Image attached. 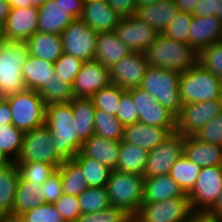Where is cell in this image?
I'll list each match as a JSON object with an SVG mask.
<instances>
[{
    "label": "cell",
    "instance_id": "obj_69",
    "mask_svg": "<svg viewBox=\"0 0 222 222\" xmlns=\"http://www.w3.org/2000/svg\"><path fill=\"white\" fill-rule=\"evenodd\" d=\"M84 1H107V0H84Z\"/></svg>",
    "mask_w": 222,
    "mask_h": 222
},
{
    "label": "cell",
    "instance_id": "obj_58",
    "mask_svg": "<svg viewBox=\"0 0 222 222\" xmlns=\"http://www.w3.org/2000/svg\"><path fill=\"white\" fill-rule=\"evenodd\" d=\"M208 212L211 213L215 217H221L222 216V191L219 194V196L217 198V201L208 210Z\"/></svg>",
    "mask_w": 222,
    "mask_h": 222
},
{
    "label": "cell",
    "instance_id": "obj_67",
    "mask_svg": "<svg viewBox=\"0 0 222 222\" xmlns=\"http://www.w3.org/2000/svg\"><path fill=\"white\" fill-rule=\"evenodd\" d=\"M216 222H222V216L221 217H216Z\"/></svg>",
    "mask_w": 222,
    "mask_h": 222
},
{
    "label": "cell",
    "instance_id": "obj_43",
    "mask_svg": "<svg viewBox=\"0 0 222 222\" xmlns=\"http://www.w3.org/2000/svg\"><path fill=\"white\" fill-rule=\"evenodd\" d=\"M197 63L222 81V42L201 49L198 52Z\"/></svg>",
    "mask_w": 222,
    "mask_h": 222
},
{
    "label": "cell",
    "instance_id": "obj_1",
    "mask_svg": "<svg viewBox=\"0 0 222 222\" xmlns=\"http://www.w3.org/2000/svg\"><path fill=\"white\" fill-rule=\"evenodd\" d=\"M45 126L64 160L73 159L79 153L84 141L77 132L71 102L46 105Z\"/></svg>",
    "mask_w": 222,
    "mask_h": 222
},
{
    "label": "cell",
    "instance_id": "obj_26",
    "mask_svg": "<svg viewBox=\"0 0 222 222\" xmlns=\"http://www.w3.org/2000/svg\"><path fill=\"white\" fill-rule=\"evenodd\" d=\"M131 53L132 50L117 37L114 30L98 32L94 60L111 68Z\"/></svg>",
    "mask_w": 222,
    "mask_h": 222
},
{
    "label": "cell",
    "instance_id": "obj_38",
    "mask_svg": "<svg viewBox=\"0 0 222 222\" xmlns=\"http://www.w3.org/2000/svg\"><path fill=\"white\" fill-rule=\"evenodd\" d=\"M78 201L82 214L96 213L111 207L106 186L88 187L78 195Z\"/></svg>",
    "mask_w": 222,
    "mask_h": 222
},
{
    "label": "cell",
    "instance_id": "obj_45",
    "mask_svg": "<svg viewBox=\"0 0 222 222\" xmlns=\"http://www.w3.org/2000/svg\"><path fill=\"white\" fill-rule=\"evenodd\" d=\"M192 16V14L179 11L161 34L173 40L188 43Z\"/></svg>",
    "mask_w": 222,
    "mask_h": 222
},
{
    "label": "cell",
    "instance_id": "obj_17",
    "mask_svg": "<svg viewBox=\"0 0 222 222\" xmlns=\"http://www.w3.org/2000/svg\"><path fill=\"white\" fill-rule=\"evenodd\" d=\"M148 67L144 53L132 52L109 68L110 81L124 90L140 87Z\"/></svg>",
    "mask_w": 222,
    "mask_h": 222
},
{
    "label": "cell",
    "instance_id": "obj_23",
    "mask_svg": "<svg viewBox=\"0 0 222 222\" xmlns=\"http://www.w3.org/2000/svg\"><path fill=\"white\" fill-rule=\"evenodd\" d=\"M22 77L26 89L39 91L45 84L60 81L55 73L54 63L28 56L23 67Z\"/></svg>",
    "mask_w": 222,
    "mask_h": 222
},
{
    "label": "cell",
    "instance_id": "obj_57",
    "mask_svg": "<svg viewBox=\"0 0 222 222\" xmlns=\"http://www.w3.org/2000/svg\"><path fill=\"white\" fill-rule=\"evenodd\" d=\"M179 11L192 14L199 0H174Z\"/></svg>",
    "mask_w": 222,
    "mask_h": 222
},
{
    "label": "cell",
    "instance_id": "obj_66",
    "mask_svg": "<svg viewBox=\"0 0 222 222\" xmlns=\"http://www.w3.org/2000/svg\"><path fill=\"white\" fill-rule=\"evenodd\" d=\"M123 222H139L138 219L134 215H130L127 219Z\"/></svg>",
    "mask_w": 222,
    "mask_h": 222
},
{
    "label": "cell",
    "instance_id": "obj_7",
    "mask_svg": "<svg viewBox=\"0 0 222 222\" xmlns=\"http://www.w3.org/2000/svg\"><path fill=\"white\" fill-rule=\"evenodd\" d=\"M5 99L16 128L26 132L45 125L46 104L38 91L25 89Z\"/></svg>",
    "mask_w": 222,
    "mask_h": 222
},
{
    "label": "cell",
    "instance_id": "obj_5",
    "mask_svg": "<svg viewBox=\"0 0 222 222\" xmlns=\"http://www.w3.org/2000/svg\"><path fill=\"white\" fill-rule=\"evenodd\" d=\"M222 81L198 63L181 73L179 93L182 105L219 100Z\"/></svg>",
    "mask_w": 222,
    "mask_h": 222
},
{
    "label": "cell",
    "instance_id": "obj_49",
    "mask_svg": "<svg viewBox=\"0 0 222 222\" xmlns=\"http://www.w3.org/2000/svg\"><path fill=\"white\" fill-rule=\"evenodd\" d=\"M129 216L123 209L111 206L100 212L81 214L74 222H123Z\"/></svg>",
    "mask_w": 222,
    "mask_h": 222
},
{
    "label": "cell",
    "instance_id": "obj_46",
    "mask_svg": "<svg viewBox=\"0 0 222 222\" xmlns=\"http://www.w3.org/2000/svg\"><path fill=\"white\" fill-rule=\"evenodd\" d=\"M24 222H66L53 203H44L21 214Z\"/></svg>",
    "mask_w": 222,
    "mask_h": 222
},
{
    "label": "cell",
    "instance_id": "obj_41",
    "mask_svg": "<svg viewBox=\"0 0 222 222\" xmlns=\"http://www.w3.org/2000/svg\"><path fill=\"white\" fill-rule=\"evenodd\" d=\"M20 177L25 181L43 184L49 177L55 174L60 165H52L45 162L16 163Z\"/></svg>",
    "mask_w": 222,
    "mask_h": 222
},
{
    "label": "cell",
    "instance_id": "obj_3",
    "mask_svg": "<svg viewBox=\"0 0 222 222\" xmlns=\"http://www.w3.org/2000/svg\"><path fill=\"white\" fill-rule=\"evenodd\" d=\"M29 56L24 42L0 40V98L26 89L22 67Z\"/></svg>",
    "mask_w": 222,
    "mask_h": 222
},
{
    "label": "cell",
    "instance_id": "obj_20",
    "mask_svg": "<svg viewBox=\"0 0 222 222\" xmlns=\"http://www.w3.org/2000/svg\"><path fill=\"white\" fill-rule=\"evenodd\" d=\"M80 19L98 33L113 31L119 25L122 16L106 1H84Z\"/></svg>",
    "mask_w": 222,
    "mask_h": 222
},
{
    "label": "cell",
    "instance_id": "obj_24",
    "mask_svg": "<svg viewBox=\"0 0 222 222\" xmlns=\"http://www.w3.org/2000/svg\"><path fill=\"white\" fill-rule=\"evenodd\" d=\"M184 155L200 167L222 166V146L184 136Z\"/></svg>",
    "mask_w": 222,
    "mask_h": 222
},
{
    "label": "cell",
    "instance_id": "obj_63",
    "mask_svg": "<svg viewBox=\"0 0 222 222\" xmlns=\"http://www.w3.org/2000/svg\"><path fill=\"white\" fill-rule=\"evenodd\" d=\"M161 1H165V0H136V3H137V7H140V6H149L152 4H157Z\"/></svg>",
    "mask_w": 222,
    "mask_h": 222
},
{
    "label": "cell",
    "instance_id": "obj_14",
    "mask_svg": "<svg viewBox=\"0 0 222 222\" xmlns=\"http://www.w3.org/2000/svg\"><path fill=\"white\" fill-rule=\"evenodd\" d=\"M38 7L9 9L4 25L0 29V40L6 42H25L38 31Z\"/></svg>",
    "mask_w": 222,
    "mask_h": 222
},
{
    "label": "cell",
    "instance_id": "obj_29",
    "mask_svg": "<svg viewBox=\"0 0 222 222\" xmlns=\"http://www.w3.org/2000/svg\"><path fill=\"white\" fill-rule=\"evenodd\" d=\"M178 12L174 0H165L157 4L137 7L134 15L152 26L158 33H162Z\"/></svg>",
    "mask_w": 222,
    "mask_h": 222
},
{
    "label": "cell",
    "instance_id": "obj_30",
    "mask_svg": "<svg viewBox=\"0 0 222 222\" xmlns=\"http://www.w3.org/2000/svg\"><path fill=\"white\" fill-rule=\"evenodd\" d=\"M148 154V150L121 140L116 170L144 176Z\"/></svg>",
    "mask_w": 222,
    "mask_h": 222
},
{
    "label": "cell",
    "instance_id": "obj_50",
    "mask_svg": "<svg viewBox=\"0 0 222 222\" xmlns=\"http://www.w3.org/2000/svg\"><path fill=\"white\" fill-rule=\"evenodd\" d=\"M195 136L201 141L222 146V112L209 121Z\"/></svg>",
    "mask_w": 222,
    "mask_h": 222
},
{
    "label": "cell",
    "instance_id": "obj_62",
    "mask_svg": "<svg viewBox=\"0 0 222 222\" xmlns=\"http://www.w3.org/2000/svg\"><path fill=\"white\" fill-rule=\"evenodd\" d=\"M214 16L222 20V0H213Z\"/></svg>",
    "mask_w": 222,
    "mask_h": 222
},
{
    "label": "cell",
    "instance_id": "obj_9",
    "mask_svg": "<svg viewBox=\"0 0 222 222\" xmlns=\"http://www.w3.org/2000/svg\"><path fill=\"white\" fill-rule=\"evenodd\" d=\"M97 36L98 33L80 18L74 19L61 33L63 50L84 62L92 61L96 53Z\"/></svg>",
    "mask_w": 222,
    "mask_h": 222
},
{
    "label": "cell",
    "instance_id": "obj_68",
    "mask_svg": "<svg viewBox=\"0 0 222 222\" xmlns=\"http://www.w3.org/2000/svg\"><path fill=\"white\" fill-rule=\"evenodd\" d=\"M219 100H220V103H221V110H222V91H221V95H220Z\"/></svg>",
    "mask_w": 222,
    "mask_h": 222
},
{
    "label": "cell",
    "instance_id": "obj_16",
    "mask_svg": "<svg viewBox=\"0 0 222 222\" xmlns=\"http://www.w3.org/2000/svg\"><path fill=\"white\" fill-rule=\"evenodd\" d=\"M114 32L132 52L140 53H144L159 35L152 26L135 15L122 17Z\"/></svg>",
    "mask_w": 222,
    "mask_h": 222
},
{
    "label": "cell",
    "instance_id": "obj_19",
    "mask_svg": "<svg viewBox=\"0 0 222 222\" xmlns=\"http://www.w3.org/2000/svg\"><path fill=\"white\" fill-rule=\"evenodd\" d=\"M222 35V20L216 16H192L188 44L198 53L201 49L219 42Z\"/></svg>",
    "mask_w": 222,
    "mask_h": 222
},
{
    "label": "cell",
    "instance_id": "obj_61",
    "mask_svg": "<svg viewBox=\"0 0 222 222\" xmlns=\"http://www.w3.org/2000/svg\"><path fill=\"white\" fill-rule=\"evenodd\" d=\"M9 8L14 9V8H25L29 7V0H7Z\"/></svg>",
    "mask_w": 222,
    "mask_h": 222
},
{
    "label": "cell",
    "instance_id": "obj_12",
    "mask_svg": "<svg viewBox=\"0 0 222 222\" xmlns=\"http://www.w3.org/2000/svg\"><path fill=\"white\" fill-rule=\"evenodd\" d=\"M222 191V166L202 167L187 194L193 211H208Z\"/></svg>",
    "mask_w": 222,
    "mask_h": 222
},
{
    "label": "cell",
    "instance_id": "obj_32",
    "mask_svg": "<svg viewBox=\"0 0 222 222\" xmlns=\"http://www.w3.org/2000/svg\"><path fill=\"white\" fill-rule=\"evenodd\" d=\"M57 171L60 173L64 194L78 196L88 188L84 172L74 159L65 160Z\"/></svg>",
    "mask_w": 222,
    "mask_h": 222
},
{
    "label": "cell",
    "instance_id": "obj_35",
    "mask_svg": "<svg viewBox=\"0 0 222 222\" xmlns=\"http://www.w3.org/2000/svg\"><path fill=\"white\" fill-rule=\"evenodd\" d=\"M73 159L81 166L88 187H105L107 185L111 169L85 155H76Z\"/></svg>",
    "mask_w": 222,
    "mask_h": 222
},
{
    "label": "cell",
    "instance_id": "obj_34",
    "mask_svg": "<svg viewBox=\"0 0 222 222\" xmlns=\"http://www.w3.org/2000/svg\"><path fill=\"white\" fill-rule=\"evenodd\" d=\"M77 132L85 141L95 134L94 114L95 106L91 98H74L71 101Z\"/></svg>",
    "mask_w": 222,
    "mask_h": 222
},
{
    "label": "cell",
    "instance_id": "obj_44",
    "mask_svg": "<svg viewBox=\"0 0 222 222\" xmlns=\"http://www.w3.org/2000/svg\"><path fill=\"white\" fill-rule=\"evenodd\" d=\"M83 62L80 58L64 52L54 62L55 73L60 78V81L74 84Z\"/></svg>",
    "mask_w": 222,
    "mask_h": 222
},
{
    "label": "cell",
    "instance_id": "obj_10",
    "mask_svg": "<svg viewBox=\"0 0 222 222\" xmlns=\"http://www.w3.org/2000/svg\"><path fill=\"white\" fill-rule=\"evenodd\" d=\"M193 212L189 197L142 203L134 215L139 222H185Z\"/></svg>",
    "mask_w": 222,
    "mask_h": 222
},
{
    "label": "cell",
    "instance_id": "obj_64",
    "mask_svg": "<svg viewBox=\"0 0 222 222\" xmlns=\"http://www.w3.org/2000/svg\"><path fill=\"white\" fill-rule=\"evenodd\" d=\"M47 0H29L30 6L40 7L42 6Z\"/></svg>",
    "mask_w": 222,
    "mask_h": 222
},
{
    "label": "cell",
    "instance_id": "obj_39",
    "mask_svg": "<svg viewBox=\"0 0 222 222\" xmlns=\"http://www.w3.org/2000/svg\"><path fill=\"white\" fill-rule=\"evenodd\" d=\"M25 132L13 124L0 126V151L10 161L15 162L22 146Z\"/></svg>",
    "mask_w": 222,
    "mask_h": 222
},
{
    "label": "cell",
    "instance_id": "obj_36",
    "mask_svg": "<svg viewBox=\"0 0 222 222\" xmlns=\"http://www.w3.org/2000/svg\"><path fill=\"white\" fill-rule=\"evenodd\" d=\"M201 168L191 162L185 155H182L170 169L169 175L188 194L197 181Z\"/></svg>",
    "mask_w": 222,
    "mask_h": 222
},
{
    "label": "cell",
    "instance_id": "obj_40",
    "mask_svg": "<svg viewBox=\"0 0 222 222\" xmlns=\"http://www.w3.org/2000/svg\"><path fill=\"white\" fill-rule=\"evenodd\" d=\"M123 91L124 89L121 87L110 83L108 86L94 93L90 98L95 108L116 116L120 108V99Z\"/></svg>",
    "mask_w": 222,
    "mask_h": 222
},
{
    "label": "cell",
    "instance_id": "obj_42",
    "mask_svg": "<svg viewBox=\"0 0 222 222\" xmlns=\"http://www.w3.org/2000/svg\"><path fill=\"white\" fill-rule=\"evenodd\" d=\"M38 93L46 105L69 103L75 98L73 84L62 81L45 84Z\"/></svg>",
    "mask_w": 222,
    "mask_h": 222
},
{
    "label": "cell",
    "instance_id": "obj_33",
    "mask_svg": "<svg viewBox=\"0 0 222 222\" xmlns=\"http://www.w3.org/2000/svg\"><path fill=\"white\" fill-rule=\"evenodd\" d=\"M41 185L42 184L25 181L20 177L16 188L12 213L21 215L26 211L44 204L45 201L40 192Z\"/></svg>",
    "mask_w": 222,
    "mask_h": 222
},
{
    "label": "cell",
    "instance_id": "obj_60",
    "mask_svg": "<svg viewBox=\"0 0 222 222\" xmlns=\"http://www.w3.org/2000/svg\"><path fill=\"white\" fill-rule=\"evenodd\" d=\"M0 222H24V219L20 214L3 213L0 214Z\"/></svg>",
    "mask_w": 222,
    "mask_h": 222
},
{
    "label": "cell",
    "instance_id": "obj_31",
    "mask_svg": "<svg viewBox=\"0 0 222 222\" xmlns=\"http://www.w3.org/2000/svg\"><path fill=\"white\" fill-rule=\"evenodd\" d=\"M19 179L20 173L15 162L0 167V214L12 213Z\"/></svg>",
    "mask_w": 222,
    "mask_h": 222
},
{
    "label": "cell",
    "instance_id": "obj_47",
    "mask_svg": "<svg viewBox=\"0 0 222 222\" xmlns=\"http://www.w3.org/2000/svg\"><path fill=\"white\" fill-rule=\"evenodd\" d=\"M53 204L66 222H74L82 214L78 196L63 193Z\"/></svg>",
    "mask_w": 222,
    "mask_h": 222
},
{
    "label": "cell",
    "instance_id": "obj_25",
    "mask_svg": "<svg viewBox=\"0 0 222 222\" xmlns=\"http://www.w3.org/2000/svg\"><path fill=\"white\" fill-rule=\"evenodd\" d=\"M38 13V31L49 34H61L76 19L67 8L57 4L55 0H47L38 7Z\"/></svg>",
    "mask_w": 222,
    "mask_h": 222
},
{
    "label": "cell",
    "instance_id": "obj_4",
    "mask_svg": "<svg viewBox=\"0 0 222 222\" xmlns=\"http://www.w3.org/2000/svg\"><path fill=\"white\" fill-rule=\"evenodd\" d=\"M144 176L112 170L106 188L112 207L135 215L143 200Z\"/></svg>",
    "mask_w": 222,
    "mask_h": 222
},
{
    "label": "cell",
    "instance_id": "obj_59",
    "mask_svg": "<svg viewBox=\"0 0 222 222\" xmlns=\"http://www.w3.org/2000/svg\"><path fill=\"white\" fill-rule=\"evenodd\" d=\"M9 5L7 0H0V29L4 25L9 13Z\"/></svg>",
    "mask_w": 222,
    "mask_h": 222
},
{
    "label": "cell",
    "instance_id": "obj_2",
    "mask_svg": "<svg viewBox=\"0 0 222 222\" xmlns=\"http://www.w3.org/2000/svg\"><path fill=\"white\" fill-rule=\"evenodd\" d=\"M149 66L179 73L197 63L198 53L188 44L168 38L161 33L144 52Z\"/></svg>",
    "mask_w": 222,
    "mask_h": 222
},
{
    "label": "cell",
    "instance_id": "obj_55",
    "mask_svg": "<svg viewBox=\"0 0 222 222\" xmlns=\"http://www.w3.org/2000/svg\"><path fill=\"white\" fill-rule=\"evenodd\" d=\"M185 222H216V217L208 211H193Z\"/></svg>",
    "mask_w": 222,
    "mask_h": 222
},
{
    "label": "cell",
    "instance_id": "obj_48",
    "mask_svg": "<svg viewBox=\"0 0 222 222\" xmlns=\"http://www.w3.org/2000/svg\"><path fill=\"white\" fill-rule=\"evenodd\" d=\"M116 118L124 127L138 122V112L132 99V89L122 92L120 108Z\"/></svg>",
    "mask_w": 222,
    "mask_h": 222
},
{
    "label": "cell",
    "instance_id": "obj_28",
    "mask_svg": "<svg viewBox=\"0 0 222 222\" xmlns=\"http://www.w3.org/2000/svg\"><path fill=\"white\" fill-rule=\"evenodd\" d=\"M24 43L29 55L53 63L64 53L61 34L37 31Z\"/></svg>",
    "mask_w": 222,
    "mask_h": 222
},
{
    "label": "cell",
    "instance_id": "obj_8",
    "mask_svg": "<svg viewBox=\"0 0 222 222\" xmlns=\"http://www.w3.org/2000/svg\"><path fill=\"white\" fill-rule=\"evenodd\" d=\"M45 162L61 165L65 160L57 153L50 130L42 127L26 131L15 163Z\"/></svg>",
    "mask_w": 222,
    "mask_h": 222
},
{
    "label": "cell",
    "instance_id": "obj_51",
    "mask_svg": "<svg viewBox=\"0 0 222 222\" xmlns=\"http://www.w3.org/2000/svg\"><path fill=\"white\" fill-rule=\"evenodd\" d=\"M40 192L45 203H54L62 196V183L58 171L41 185Z\"/></svg>",
    "mask_w": 222,
    "mask_h": 222
},
{
    "label": "cell",
    "instance_id": "obj_53",
    "mask_svg": "<svg viewBox=\"0 0 222 222\" xmlns=\"http://www.w3.org/2000/svg\"><path fill=\"white\" fill-rule=\"evenodd\" d=\"M57 4L68 9V12L76 19L80 18L83 12L84 0H55Z\"/></svg>",
    "mask_w": 222,
    "mask_h": 222
},
{
    "label": "cell",
    "instance_id": "obj_15",
    "mask_svg": "<svg viewBox=\"0 0 222 222\" xmlns=\"http://www.w3.org/2000/svg\"><path fill=\"white\" fill-rule=\"evenodd\" d=\"M132 99L137 108L138 122L155 127L176 128V116L162 107L151 93L140 87L132 88Z\"/></svg>",
    "mask_w": 222,
    "mask_h": 222
},
{
    "label": "cell",
    "instance_id": "obj_6",
    "mask_svg": "<svg viewBox=\"0 0 222 222\" xmlns=\"http://www.w3.org/2000/svg\"><path fill=\"white\" fill-rule=\"evenodd\" d=\"M181 73L165 68L149 66L140 88L151 93L158 103L177 116L182 108L179 93Z\"/></svg>",
    "mask_w": 222,
    "mask_h": 222
},
{
    "label": "cell",
    "instance_id": "obj_11",
    "mask_svg": "<svg viewBox=\"0 0 222 222\" xmlns=\"http://www.w3.org/2000/svg\"><path fill=\"white\" fill-rule=\"evenodd\" d=\"M221 112L220 100L185 104L176 116L175 132L182 136H194Z\"/></svg>",
    "mask_w": 222,
    "mask_h": 222
},
{
    "label": "cell",
    "instance_id": "obj_27",
    "mask_svg": "<svg viewBox=\"0 0 222 222\" xmlns=\"http://www.w3.org/2000/svg\"><path fill=\"white\" fill-rule=\"evenodd\" d=\"M142 203L162 202L174 197H188L168 174L144 179Z\"/></svg>",
    "mask_w": 222,
    "mask_h": 222
},
{
    "label": "cell",
    "instance_id": "obj_52",
    "mask_svg": "<svg viewBox=\"0 0 222 222\" xmlns=\"http://www.w3.org/2000/svg\"><path fill=\"white\" fill-rule=\"evenodd\" d=\"M106 2L122 17L134 15L137 9L136 0H107Z\"/></svg>",
    "mask_w": 222,
    "mask_h": 222
},
{
    "label": "cell",
    "instance_id": "obj_13",
    "mask_svg": "<svg viewBox=\"0 0 222 222\" xmlns=\"http://www.w3.org/2000/svg\"><path fill=\"white\" fill-rule=\"evenodd\" d=\"M184 155V136L173 132L156 148L149 151L144 178L168 175L176 160Z\"/></svg>",
    "mask_w": 222,
    "mask_h": 222
},
{
    "label": "cell",
    "instance_id": "obj_18",
    "mask_svg": "<svg viewBox=\"0 0 222 222\" xmlns=\"http://www.w3.org/2000/svg\"><path fill=\"white\" fill-rule=\"evenodd\" d=\"M110 83L109 68L96 60L83 62L73 84L74 96L75 98H90Z\"/></svg>",
    "mask_w": 222,
    "mask_h": 222
},
{
    "label": "cell",
    "instance_id": "obj_21",
    "mask_svg": "<svg viewBox=\"0 0 222 222\" xmlns=\"http://www.w3.org/2000/svg\"><path fill=\"white\" fill-rule=\"evenodd\" d=\"M173 132L175 128L155 127L136 122L124 127L122 141L151 151Z\"/></svg>",
    "mask_w": 222,
    "mask_h": 222
},
{
    "label": "cell",
    "instance_id": "obj_37",
    "mask_svg": "<svg viewBox=\"0 0 222 222\" xmlns=\"http://www.w3.org/2000/svg\"><path fill=\"white\" fill-rule=\"evenodd\" d=\"M94 129L96 135L105 139L120 142L123 138L124 126L116 116L97 108L94 114Z\"/></svg>",
    "mask_w": 222,
    "mask_h": 222
},
{
    "label": "cell",
    "instance_id": "obj_22",
    "mask_svg": "<svg viewBox=\"0 0 222 222\" xmlns=\"http://www.w3.org/2000/svg\"><path fill=\"white\" fill-rule=\"evenodd\" d=\"M77 155H85L96 159L107 168L115 170L120 155V142L94 134L83 142Z\"/></svg>",
    "mask_w": 222,
    "mask_h": 222
},
{
    "label": "cell",
    "instance_id": "obj_54",
    "mask_svg": "<svg viewBox=\"0 0 222 222\" xmlns=\"http://www.w3.org/2000/svg\"><path fill=\"white\" fill-rule=\"evenodd\" d=\"M192 15L201 17L214 16L213 0H199Z\"/></svg>",
    "mask_w": 222,
    "mask_h": 222
},
{
    "label": "cell",
    "instance_id": "obj_65",
    "mask_svg": "<svg viewBox=\"0 0 222 222\" xmlns=\"http://www.w3.org/2000/svg\"><path fill=\"white\" fill-rule=\"evenodd\" d=\"M8 163H10V161L0 151V167H3L7 165Z\"/></svg>",
    "mask_w": 222,
    "mask_h": 222
},
{
    "label": "cell",
    "instance_id": "obj_56",
    "mask_svg": "<svg viewBox=\"0 0 222 222\" xmlns=\"http://www.w3.org/2000/svg\"><path fill=\"white\" fill-rule=\"evenodd\" d=\"M7 124H12V114L8 101L5 98H0V126Z\"/></svg>",
    "mask_w": 222,
    "mask_h": 222
}]
</instances>
